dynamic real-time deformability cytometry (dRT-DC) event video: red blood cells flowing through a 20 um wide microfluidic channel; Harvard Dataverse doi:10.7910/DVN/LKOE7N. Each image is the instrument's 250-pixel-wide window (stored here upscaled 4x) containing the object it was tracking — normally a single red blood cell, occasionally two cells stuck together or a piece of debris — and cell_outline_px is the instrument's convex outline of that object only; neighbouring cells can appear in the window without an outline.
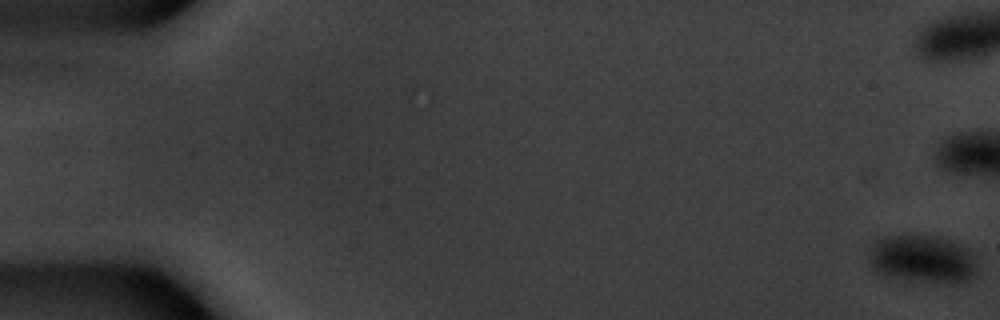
{"species": "common noctule bat (a hibernating species)", "species_latin": "Nyctalus noctula", "temperature_condition": "warm", "stored_images_in_passage": 28, "camera_frame_rate_fps": 3000, "um_per_image_px": 0.085, "animal": {"sex": "male", "body_mass_g": 20.1, "forearm_length_mm": 53.5}, "frame": {"image": 1, "passage_image": 1, "time_ms": 0.0, "image_size_px": [1000, 320], "cell_outline_px": [[980, 272], [976, 276], [968, 280], [928, 280], [880, 276], [868, 260], [868, 256], [876, 240], [884, 236], [908, 232], [936, 236], [964, 248], [972, 252], [976, 256]], "centroid_in_image_um": [78.39, 21.95], "position_along_channel_um": 6.6, "area_um2": 30.17}}